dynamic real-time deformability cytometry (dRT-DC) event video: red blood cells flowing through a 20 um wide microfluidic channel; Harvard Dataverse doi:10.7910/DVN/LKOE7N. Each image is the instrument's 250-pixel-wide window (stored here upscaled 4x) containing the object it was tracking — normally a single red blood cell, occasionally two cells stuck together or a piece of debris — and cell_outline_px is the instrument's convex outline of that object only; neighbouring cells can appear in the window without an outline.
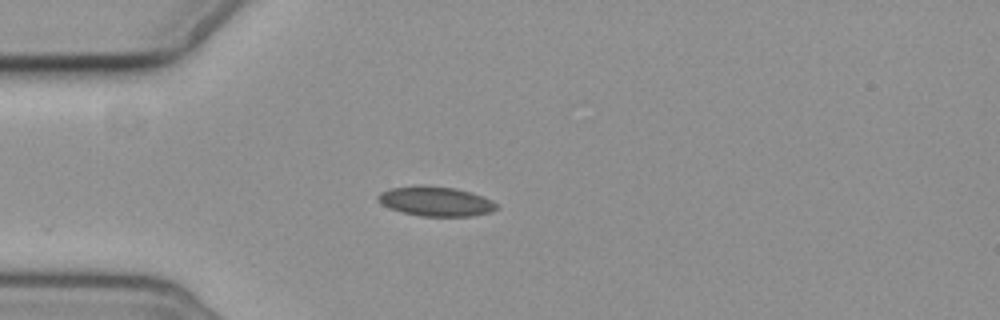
{"species": "common noctule bat (a hibernating species)", "species_latin": "Nyctalus noctula", "temperature_condition": "cold", "stored_images_in_passage": 4, "camera_frame_rate_fps": 3000, "um_per_image_px": 0.085, "animal": {"sex": "female", "body_mass_g": 19.3, "forearm_length_mm": 54.1}, "frame": {"image": 1, "passage_image": 1, "time_ms": 0.0, "image_size_px": [1000, 320], "cell_outline_px": [[500, 208], [492, 212], [472, 216], [420, 216], [388, 208], [376, 196], [380, 192], [392, 188], [456, 188], [492, 200]], "centroid_in_image_um": [37.11, 17.17], "position_along_channel_um": 47.9, "area_um2": 19.48}}
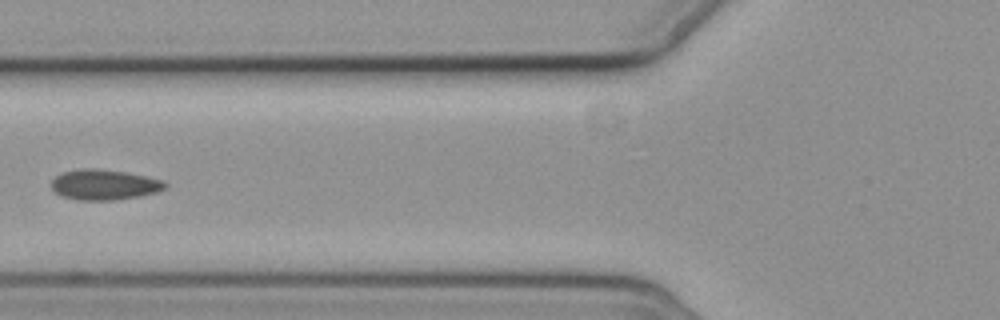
{"frame": {"image": 2, "passage_image": 3, "time_ms": 2.333, "image_size_px": [1000, 320], "cell_outline_px": [[168, 184], [164, 188], [156, 192], [140, 196], [116, 200], [76, 200], [64, 196], [56, 192], [52, 188], [52, 180], [60, 172], [80, 168], [96, 168], [124, 172], [148, 176], [160, 180]], "centroid_in_image_um": [8.84, 15.69], "position_along_channel_um": 117.0, "area_um2": 20.11}}
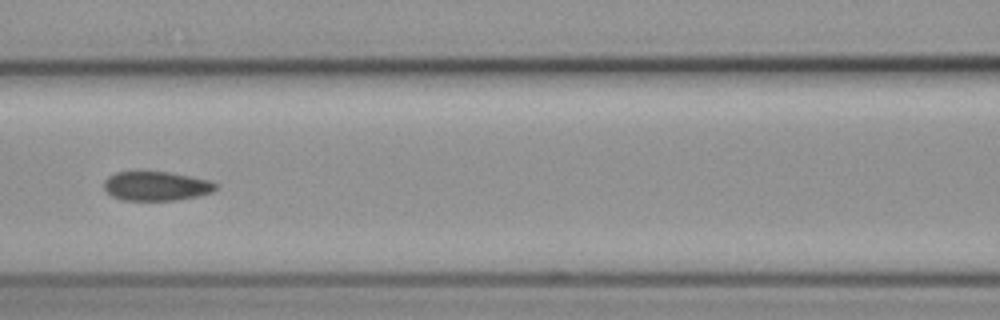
{"frame": {"image": 3, "passage_image": 4, "time_ms": 3.333, "image_size_px": [1000, 320], "cell_outline_px": [[216, 188], [212, 192], [200, 196], [176, 200], [124, 200], [112, 196], [104, 188], [104, 180], [108, 176], [116, 172], [136, 168], [168, 172], [208, 180], [216, 184]], "centroid_in_image_um": [13.21, 15.77], "position_along_channel_um": 153.4, "area_um2": 19.59}}